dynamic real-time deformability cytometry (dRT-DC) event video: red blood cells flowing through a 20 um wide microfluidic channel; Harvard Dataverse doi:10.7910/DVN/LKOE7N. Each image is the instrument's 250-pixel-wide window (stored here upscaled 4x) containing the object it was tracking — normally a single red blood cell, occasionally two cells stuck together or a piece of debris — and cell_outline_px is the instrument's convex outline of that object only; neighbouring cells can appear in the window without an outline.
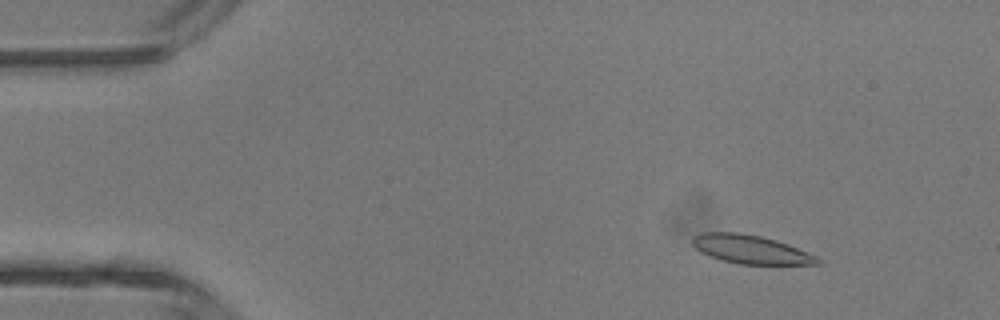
{"species": "common noctule bat (a hibernating species)", "species_latin": "Nyctalus noctula", "temperature_condition": "room temperature", "stored_images_in_passage": 3, "camera_frame_rate_fps": 3000, "um_per_image_px": 0.085, "animal": {"sex": "male", "body_mass_g": 13.3}, "frame": {"image": 1, "passage_image": 1, "time_ms": 0.0, "image_size_px": [1000, 320], "cell_outline_px": [[824, 264], [740, 264], [724, 260], [700, 252], [692, 244], [692, 236], [704, 232], [736, 232], [760, 236], [776, 240], [788, 244], [816, 256]], "centroid_in_image_um": [63.81, 21.19], "position_along_channel_um": 21.2, "area_um2": 20.63}}